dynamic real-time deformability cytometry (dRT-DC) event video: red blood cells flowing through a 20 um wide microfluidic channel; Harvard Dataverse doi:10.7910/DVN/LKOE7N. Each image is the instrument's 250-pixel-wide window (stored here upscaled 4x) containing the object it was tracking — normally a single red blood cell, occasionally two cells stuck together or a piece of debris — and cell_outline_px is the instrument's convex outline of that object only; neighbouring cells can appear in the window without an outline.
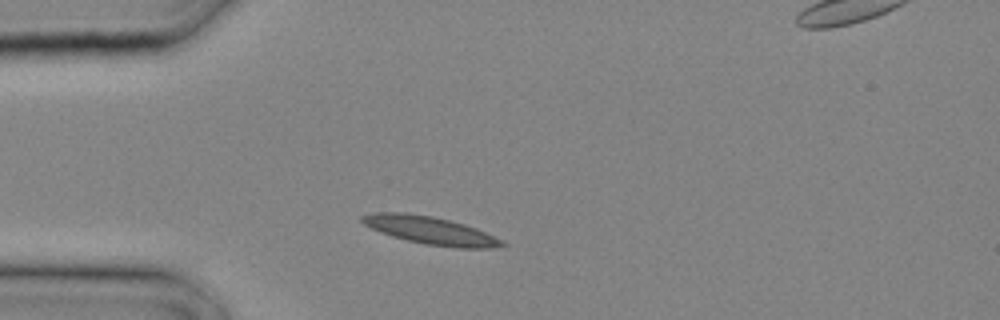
{"species": "common noctule bat (a hibernating species)", "species_latin": "Nyctalus noctula", "temperature_condition": "cold", "stored_images_in_passage": 13, "camera_frame_rate_fps": 3000, "um_per_image_px": 0.085, "animal": {"sex": "male", "body_mass_g": 20.4}, "frame": {"image": 1, "passage_image": 3, "time_ms": 0.667, "image_size_px": [1000, 320], "cell_outline_px": [[508, 244], [488, 248], [456, 248], [424, 244], [392, 236], [380, 232], [364, 224], [360, 220], [360, 216], [372, 212], [404, 212], [432, 216], [464, 224], [476, 228], [504, 240]], "centroid_in_image_um": [36.57, 19.58], "position_along_channel_um": 48.4, "area_um2": 22.66}}
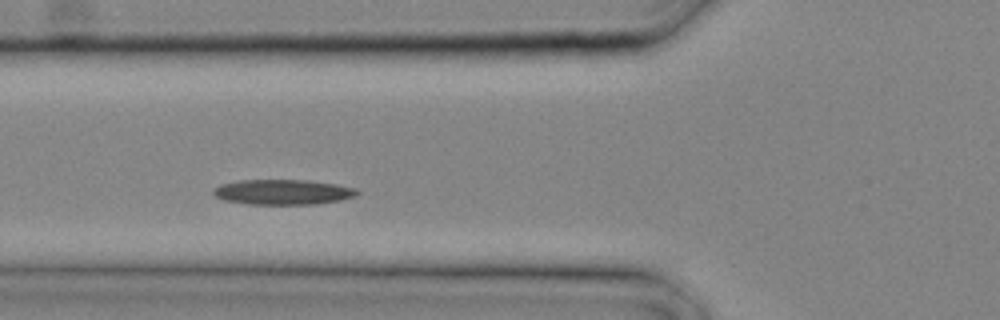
{"frame": {"image": 2, "passage_image": 6, "time_ms": 1.667, "image_size_px": [1000, 320], "cell_outline_px": [[360, 192], [356, 196], [340, 200], [316, 204], [244, 204], [224, 200], [212, 196], [212, 188], [220, 184], [240, 180], [312, 180], [336, 184], [356, 188]], "centroid_in_image_um": [24.01, 16.32], "position_along_channel_um": 101.8, "area_um2": 21.39}}
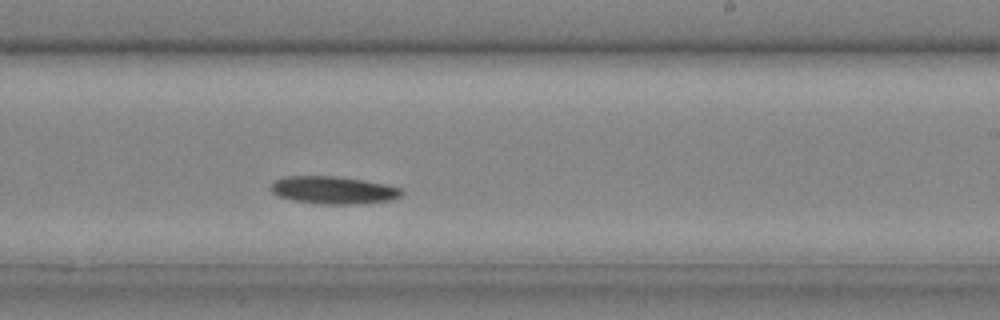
{"frame": {"image": 3, "passage_image": 13, "time_ms": 4.0, "image_size_px": [1000, 320], "cell_outline_px": [[404, 192], [396, 200], [364, 204], [316, 204], [292, 200], [280, 196], [272, 192], [272, 184], [276, 180], [284, 176], [336, 176], [364, 180], [388, 184], [400, 188]], "centroid_in_image_um": [28.42, 16.17], "position_along_channel_um": 260.6, "area_um2": 21.33}}